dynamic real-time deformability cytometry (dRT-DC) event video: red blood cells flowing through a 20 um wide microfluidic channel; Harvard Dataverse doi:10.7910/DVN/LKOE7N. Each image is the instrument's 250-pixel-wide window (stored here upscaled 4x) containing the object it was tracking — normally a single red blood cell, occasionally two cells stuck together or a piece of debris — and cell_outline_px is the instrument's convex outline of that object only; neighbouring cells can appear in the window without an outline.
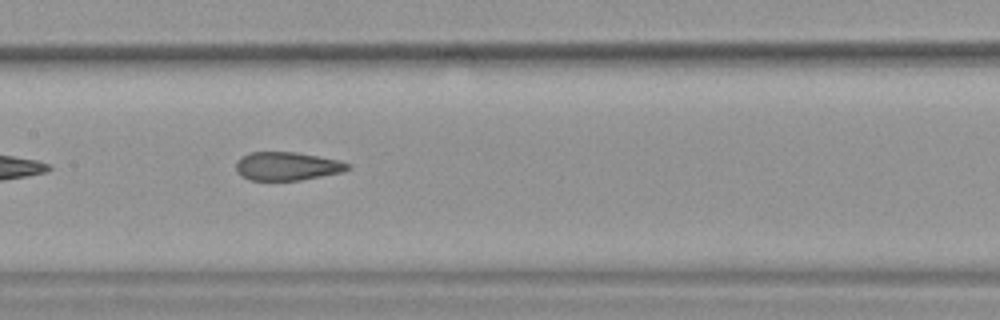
{"species": "common noctule bat (a hibernating species)", "species_latin": "Nyctalus noctula", "temperature_condition": "warm", "stored_images_in_passage": 33, "camera_frame_rate_fps": 3000, "um_per_image_px": 0.085, "animal": {"sex": "female", "body_mass_g": 19.9}, "frame": {"image": 1, "passage_image": 10, "time_ms": 3.0, "image_size_px": [1000, 320], "cell_outline_px": [[352, 168], [344, 172], [300, 180], [248, 180], [240, 176], [236, 172], [236, 160], [240, 156], [248, 152], [296, 152], [340, 160], [352, 164]], "centroid_in_image_um": [24.4, 14.12], "position_along_channel_um": 183.0, "area_um2": 18.9}, "authors_computed_cell_mechanics": {"area_um2": 19.3052, "velocity_mm_per_s": 3.8025, "shape_relaxation_time_tau1_ms": null, "shape_relaxation_time_tau2_ms": 1.5631, "deformation_change_tau1": null, "deformation_change_tau2": 0.0927}}